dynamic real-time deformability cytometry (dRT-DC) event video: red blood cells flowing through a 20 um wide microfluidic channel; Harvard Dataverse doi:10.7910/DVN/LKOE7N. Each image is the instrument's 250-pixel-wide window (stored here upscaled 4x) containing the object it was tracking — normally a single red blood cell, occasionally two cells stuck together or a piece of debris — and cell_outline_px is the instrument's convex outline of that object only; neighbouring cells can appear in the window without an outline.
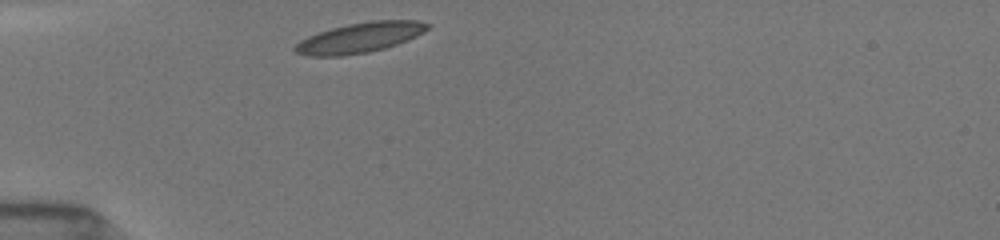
{"species": "common noctule bat (a hibernating species)", "species_latin": "Nyctalus noctula", "temperature_condition": "room temperature", "stored_images_in_passage": 40, "camera_frame_rate_fps": 3000, "um_per_image_px": 0.085, "animal": {"sex": "female", "body_mass_g": 19.5, "forearm_length_mm": 54.1}, "frame": {"image": 1, "passage_image": 1, "time_ms": 0.0, "image_size_px": [1000, 240], "cell_outline_px": [[432, 24], [428, 28], [416, 36], [396, 44], [384, 48], [368, 52], [340, 56], [308, 56], [296, 52], [292, 48], [300, 40], [316, 32], [348, 24], [372, 20], [416, 20]], "centroid_in_image_um": [30.55, 3.19], "position_along_channel_um": 54.4, "area_um2": 23.18}}
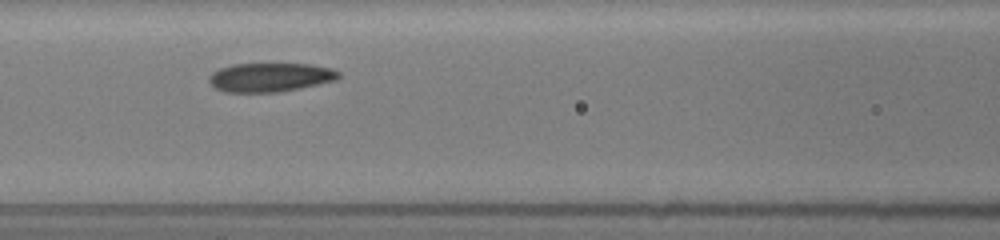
{"frame": {"image": 2, "passage_image": 13, "time_ms": 2.667, "image_size_px": [1000, 240], "cell_outline_px": [[340, 76], [336, 80], [300, 88], [280, 92], [224, 92], [216, 88], [208, 80], [208, 76], [212, 72], [220, 68], [232, 64], [308, 64], [332, 68], [340, 72]], "centroid_in_image_um": [22.96, 6.57], "position_along_channel_um": 143.6, "area_um2": 21.85}}
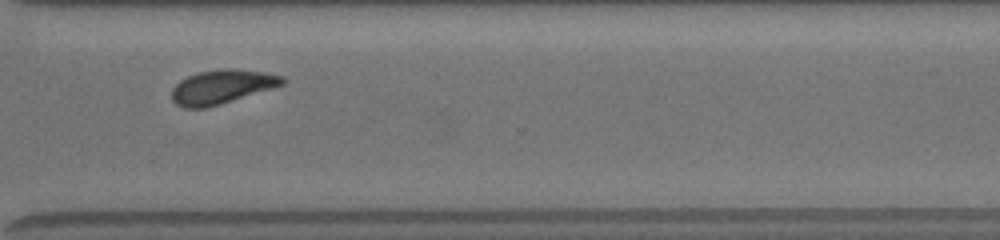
{"frame": {"image": 3, "passage_image": 39, "time_ms": 8.0, "image_size_px": [1000, 240], "cell_outline_px": [[288, 80], [284, 84], [220, 104], [204, 108], [184, 108], [176, 104], [172, 100], [172, 88], [180, 80], [188, 76], [200, 72], [220, 68], [236, 68], [264, 72], [284, 76]], "centroid_in_image_um": [18.86, 7.36], "position_along_channel_um": 351.7, "area_um2": 21.91}}